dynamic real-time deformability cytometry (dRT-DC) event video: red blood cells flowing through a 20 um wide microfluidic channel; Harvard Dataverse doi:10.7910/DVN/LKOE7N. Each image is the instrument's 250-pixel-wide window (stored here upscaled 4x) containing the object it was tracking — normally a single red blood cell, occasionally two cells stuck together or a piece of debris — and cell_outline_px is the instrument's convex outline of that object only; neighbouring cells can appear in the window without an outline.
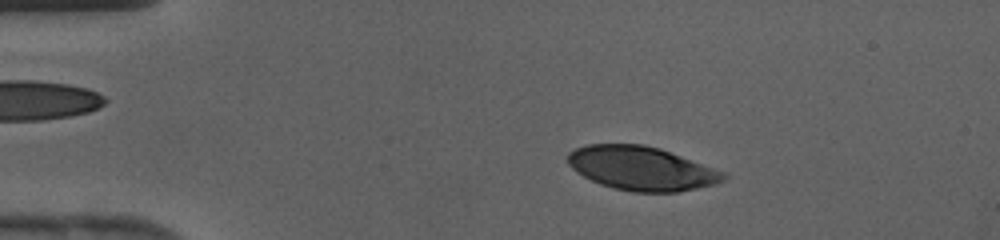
{"species": "human", "species_latin": "Homo sapiens", "temperature_condition": "cold", "stored_images_in_passage": 41, "camera_frame_rate_fps": 3000, "um_per_image_px": 0.085, "donor": {"sex": "female"}, "frame": {"image": 1, "passage_image": 7, "time_ms": 2.0, "image_size_px": [1000, 240], "cell_outline_px": [[728, 176], [724, 180], [712, 184], [696, 188], [676, 192], [632, 192], [600, 184], [584, 176], [572, 168], [568, 164], [568, 152], [576, 148], [588, 144], [644, 144], [660, 148], [724, 172]], "centroid_in_image_um": [54.51, 14.3], "position_along_channel_um": 30.5, "area_um2": 39.42}}
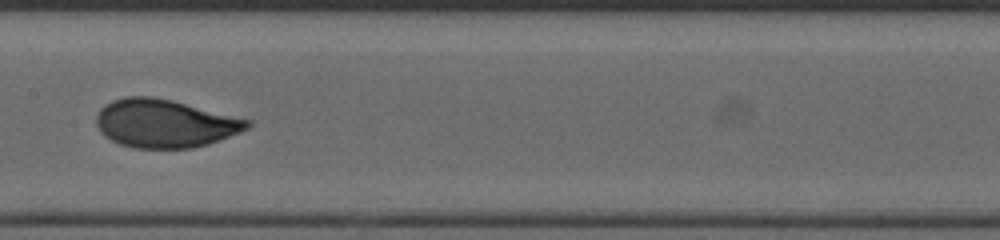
{"frame": {"image": 2, "passage_image": 21, "time_ms": 6.667, "image_size_px": [1000, 240], "cell_outline_px": [[252, 124], [248, 128], [240, 132], [220, 140], [208, 144], [192, 148], [132, 148], [120, 144], [104, 136], [100, 132], [96, 124], [96, 116], [100, 108], [104, 104], [112, 100], [128, 96], [152, 96], [172, 100], [252, 120]], "centroid_in_image_um": [14.0, 10.49], "position_along_channel_um": 193.4, "area_um2": 42.66}}
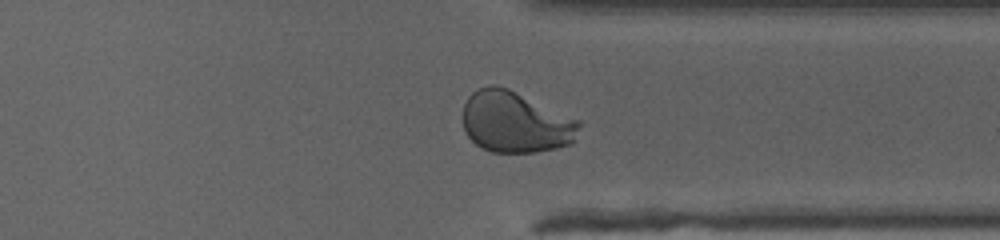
{"frame": {"image": 3, "passage_image": 32, "time_ms": 10.333, "image_size_px": [1000, 240], "cell_outline_px": [[580, 124], [572, 144], [556, 148], [536, 152], [492, 152], [476, 144], [468, 136], [464, 128], [464, 104], [468, 96], [472, 92], [480, 88], [492, 84], [496, 84], [508, 88], [580, 120]], "centroid_in_image_um": [43.81, 10.37], "position_along_channel_um": 367.6, "area_um2": 41.38}}